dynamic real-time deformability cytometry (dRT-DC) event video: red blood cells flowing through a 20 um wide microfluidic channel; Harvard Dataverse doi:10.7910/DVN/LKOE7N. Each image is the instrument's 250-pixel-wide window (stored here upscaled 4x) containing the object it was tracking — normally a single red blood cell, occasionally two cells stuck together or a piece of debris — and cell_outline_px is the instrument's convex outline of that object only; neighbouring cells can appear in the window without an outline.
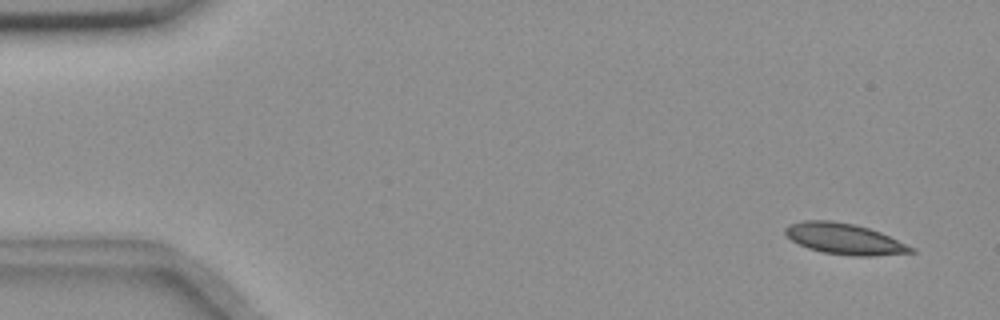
{"species": "common noctule bat (a hibernating species)", "species_latin": "Nyctalus noctula", "temperature_condition": "room temperature", "stored_images_in_passage": 5, "camera_frame_rate_fps": 3000, "um_per_image_px": 0.085, "animal": {"sex": "female", "body_mass_g": 18.4}, "frame": {"image": 1, "passage_image": 1, "time_ms": 0.0, "image_size_px": [1000, 320], "cell_outline_px": [[916, 252], [872, 256], [852, 256], [824, 252], [808, 248], [792, 240], [784, 232], [784, 228], [788, 224], [804, 220], [832, 220], [852, 224], [868, 228], [880, 232], [916, 248]], "centroid_in_image_um": [71.78, 20.3], "position_along_channel_um": 13.2, "area_um2": 22.6}}